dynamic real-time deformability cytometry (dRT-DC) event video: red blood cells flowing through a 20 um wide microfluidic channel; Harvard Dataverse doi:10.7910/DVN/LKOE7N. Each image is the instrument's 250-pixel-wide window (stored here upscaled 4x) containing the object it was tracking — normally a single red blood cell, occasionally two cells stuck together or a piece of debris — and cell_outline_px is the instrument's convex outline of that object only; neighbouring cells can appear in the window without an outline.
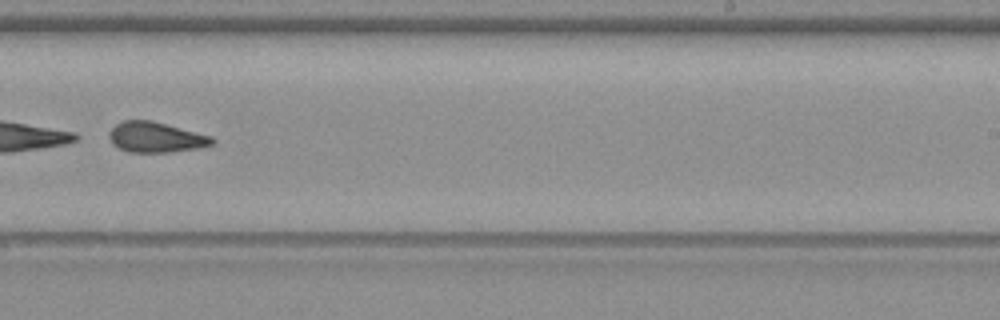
{"species": "common noctule bat (a hibernating species)", "species_latin": "Nyctalus noctula", "temperature_condition": "warm", "stored_images_in_passage": 38, "camera_frame_rate_fps": 3000, "um_per_image_px": 0.085, "animal": {"sex": "female", "body_mass_g": 19.3, "forearm_length_mm": 54.1}, "frame": {"image": 1, "passage_image": 22, "time_ms": 7.0, "image_size_px": [1000, 320], "cell_outline_px": [[216, 144], [200, 148], [168, 152], [128, 152], [112, 144], [108, 136], [108, 132], [116, 124], [124, 120], [152, 120], [212, 136], [216, 140]], "centroid_in_image_um": [13.27, 11.66], "position_along_channel_um": 275.7, "area_um2": 18.44}}